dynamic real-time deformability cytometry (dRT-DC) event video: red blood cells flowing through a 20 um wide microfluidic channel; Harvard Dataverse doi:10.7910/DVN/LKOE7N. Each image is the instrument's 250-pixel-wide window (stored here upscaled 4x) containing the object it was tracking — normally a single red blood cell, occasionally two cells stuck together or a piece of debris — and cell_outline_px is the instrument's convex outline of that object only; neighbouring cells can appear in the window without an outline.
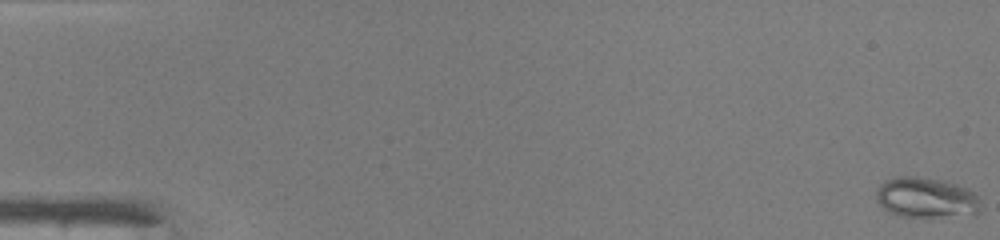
{"species": "common noctule bat (a hibernating species)", "species_latin": "Nyctalus noctula", "temperature_condition": "warm", "stored_images_in_passage": 49, "camera_frame_rate_fps": 3000, "um_per_image_px": 0.085, "animal": {"sex": "male", "body_mass_g": 19.0, "forearm_length_mm": 50.8}, "frame": {"image": 1, "passage_image": 1, "time_ms": 0.0, "image_size_px": [1000, 240], "cell_outline_px": [[980, 200], [976, 216], [900, 216], [888, 212], [880, 204], [876, 196], [876, 192], [880, 184], [896, 176], [916, 176], [940, 180], [956, 184], [968, 188]], "centroid_in_image_um": [78.73, 16.8], "position_along_channel_um": 6.3, "area_um2": 24.45}}
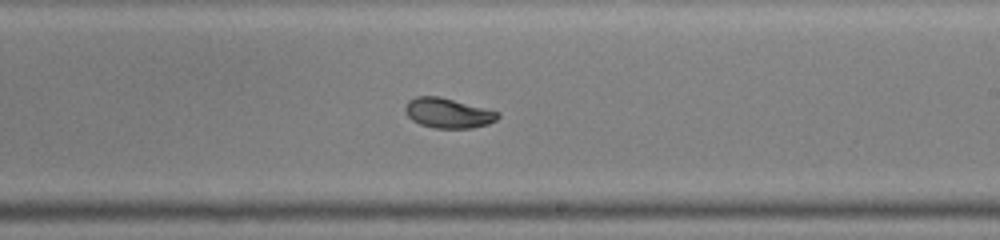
{"frame": {"image": 2, "passage_image": 30, "time_ms": 9.667, "image_size_px": [1000, 240], "cell_outline_px": [[500, 116], [496, 120], [488, 124], [472, 128], [436, 128], [420, 124], [412, 120], [404, 112], [404, 108], [408, 100], [416, 96], [440, 96], [500, 112]], "centroid_in_image_um": [38.07, 9.6], "position_along_channel_um": 250.9, "area_um2": 16.24}}
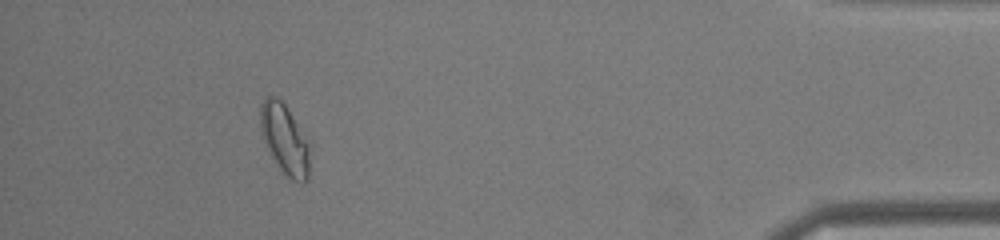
{"frame": {"image": 3, "passage_image": 45, "time_ms": 14.667, "image_size_px": [1000, 240], "cell_outline_px": [[308, 180], [292, 180], [276, 164], [260, 132], [260, 104], [264, 96], [276, 96], [284, 104], [292, 116], [308, 144]], "centroid_in_image_um": [24.14, 11.78], "position_along_channel_um": 411.1, "area_um2": 19.42}, "authors_computed_cell_mechanics": {"area_um2": 18.3226, "velocity_mm_per_s": 4.2491, "shape_relaxation_time_tau1_ms": 4.8173, "shape_relaxation_time_tau2_ms": 2.1917, "deformation_change_tau1": 0.1674, "deformation_change_tau2": 0.0392}}